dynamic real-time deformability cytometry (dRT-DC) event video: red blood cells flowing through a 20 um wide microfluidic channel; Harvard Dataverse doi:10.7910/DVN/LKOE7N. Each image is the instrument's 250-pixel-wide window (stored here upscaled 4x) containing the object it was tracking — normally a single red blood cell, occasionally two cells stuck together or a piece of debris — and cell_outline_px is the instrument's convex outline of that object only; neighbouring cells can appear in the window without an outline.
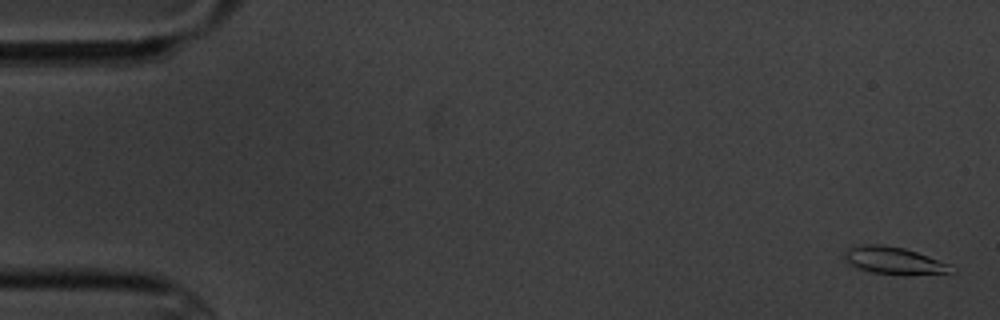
{"species": "common noctule bat (a hibernating species)", "species_latin": "Nyctalus noctula", "temperature_condition": "cold", "stored_images_in_passage": 5, "camera_frame_rate_fps": 3000, "um_per_image_px": 0.085, "animal": {"sex": "male", "body_mass_g": 20.1, "forearm_length_mm": 53.5}, "frame": {"image": 1, "passage_image": 1, "time_ms": 0.0, "image_size_px": [1000, 320], "cell_outline_px": [[956, 272], [872, 272], [856, 268], [848, 264], [844, 260], [844, 252], [848, 248], [860, 244], [880, 244], [904, 248], [952, 264], [956, 268]], "centroid_in_image_um": [75.91, 22.09], "position_along_channel_um": 9.1, "area_um2": 16.3}}